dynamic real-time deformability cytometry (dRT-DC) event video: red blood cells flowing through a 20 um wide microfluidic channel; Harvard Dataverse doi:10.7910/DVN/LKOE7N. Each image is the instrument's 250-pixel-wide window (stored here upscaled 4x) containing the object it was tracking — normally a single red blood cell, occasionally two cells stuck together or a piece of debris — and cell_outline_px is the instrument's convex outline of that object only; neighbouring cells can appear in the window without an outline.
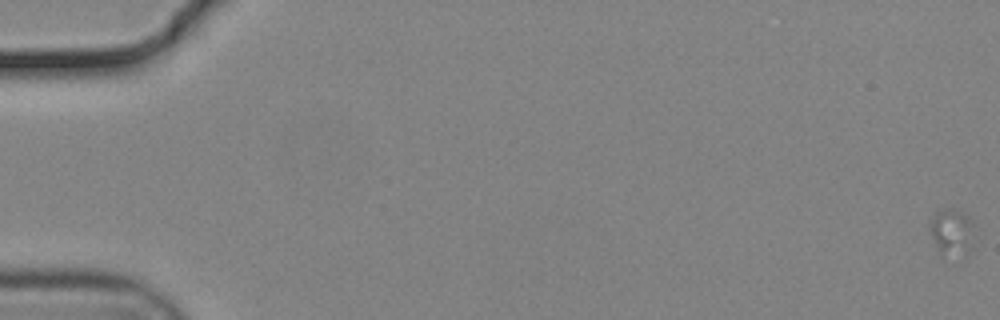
{"species": "common noctule bat (a hibernating species)", "species_latin": "Nyctalus noctula", "temperature_condition": "cold", "stored_images_in_passage": 19, "camera_frame_rate_fps": 3000, "um_per_image_px": 0.085, "animal": {"sex": "male", "body_mass_g": 19.2, "forearm_length_mm": 51.8}, "frame": {"image": 1, "passage_image": 1, "time_ms": 0.0, "image_size_px": [1000, 320], "cell_outline_px": [[972, 248], [964, 256], [940, 252], [932, 236], [932, 216], [936, 212], [952, 212], [968, 216], [972, 224]], "centroid_in_image_um": [80.95, 19.8], "position_along_channel_um": 4.1, "area_um2": 10.92}}
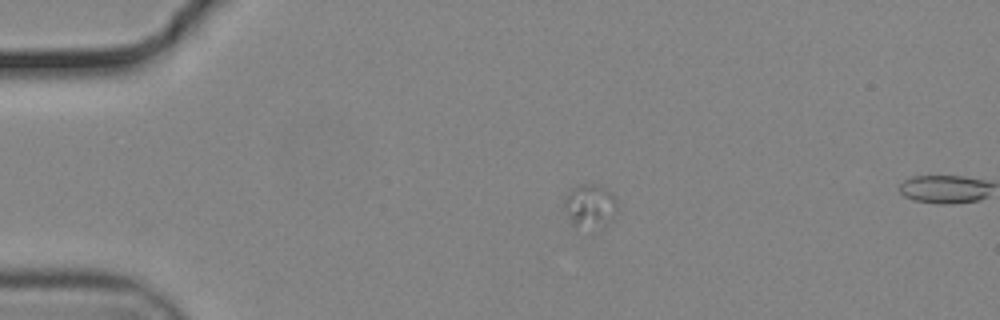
{"frame": {"image": 2, "passage_image": 15, "time_ms": 4.667, "image_size_px": [1000, 320], "cell_outline_px": [[616, 216], [608, 224], [576, 224], [572, 220], [564, 204], [564, 196], [572, 188], [580, 184], [600, 184], [612, 192], [616, 196]], "centroid_in_image_um": [50.22, 17.38], "position_along_channel_um": 34.8, "area_um2": 12.83}}